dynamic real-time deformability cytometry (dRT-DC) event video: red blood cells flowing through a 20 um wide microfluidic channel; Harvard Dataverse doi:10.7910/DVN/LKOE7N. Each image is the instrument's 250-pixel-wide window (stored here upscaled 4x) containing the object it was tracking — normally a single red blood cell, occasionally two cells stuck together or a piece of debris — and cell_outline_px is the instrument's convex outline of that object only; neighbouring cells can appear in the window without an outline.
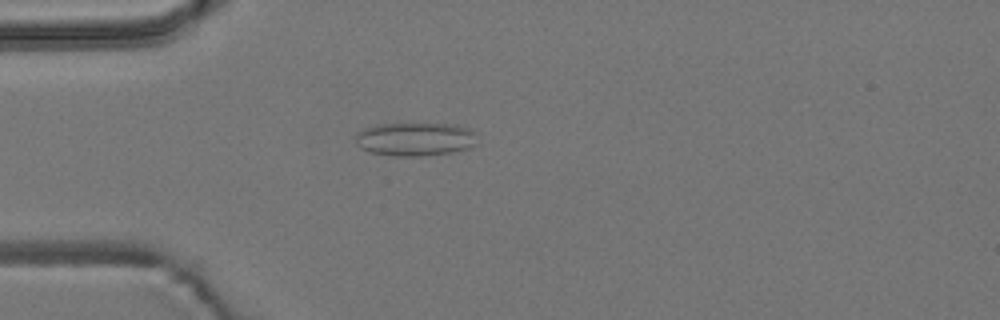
{"species": "common noctule bat (a hibernating species)", "species_latin": "Nyctalus noctula", "temperature_condition": "room temperature", "stored_images_in_passage": 3, "camera_frame_rate_fps": 3000, "um_per_image_px": 0.085, "animal": {"sex": "male", "body_mass_g": 19.2, "forearm_length_mm": 51.8}, "frame": {"image": 1, "passage_image": 3, "time_ms": 0.667, "image_size_px": [1000, 320], "cell_outline_px": [[472, 144], [468, 148], [452, 152], [420, 156], [392, 156], [372, 152], [360, 148], [356, 144], [356, 132], [364, 128], [376, 124], [456, 124], [468, 128], [472, 132]], "centroid_in_image_um": [35.19, 11.82], "position_along_channel_um": 49.8, "area_um2": 23.41}}